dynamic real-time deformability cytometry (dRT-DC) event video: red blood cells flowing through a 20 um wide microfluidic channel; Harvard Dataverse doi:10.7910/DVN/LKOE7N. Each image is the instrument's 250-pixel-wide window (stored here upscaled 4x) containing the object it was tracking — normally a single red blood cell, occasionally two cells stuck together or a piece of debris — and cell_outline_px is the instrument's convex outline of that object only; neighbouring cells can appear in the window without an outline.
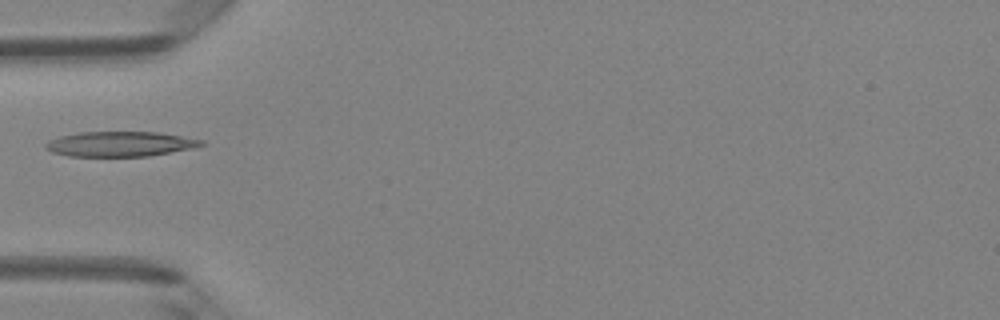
{"species": "Egyptian fruit bat (a non-hibernating species)", "species_latin": "Rousettus aegyptiacus", "temperature_condition": "room temperature", "stored_images_in_passage": 4, "camera_frame_rate_fps": 3000, "um_per_image_px": 0.085, "animal": {"sex": "female"}, "frame": {"image": 1, "passage_image": 4, "time_ms": 1.0, "image_size_px": [1000, 320], "cell_outline_px": [[204, 144], [196, 148], [148, 156], [68, 156], [52, 152], [44, 148], [44, 144], [48, 140], [60, 136], [80, 132], [156, 132], [204, 140]], "centroid_in_image_um": [10.19, 12.24], "position_along_channel_um": 74.8, "area_um2": 22.72}}